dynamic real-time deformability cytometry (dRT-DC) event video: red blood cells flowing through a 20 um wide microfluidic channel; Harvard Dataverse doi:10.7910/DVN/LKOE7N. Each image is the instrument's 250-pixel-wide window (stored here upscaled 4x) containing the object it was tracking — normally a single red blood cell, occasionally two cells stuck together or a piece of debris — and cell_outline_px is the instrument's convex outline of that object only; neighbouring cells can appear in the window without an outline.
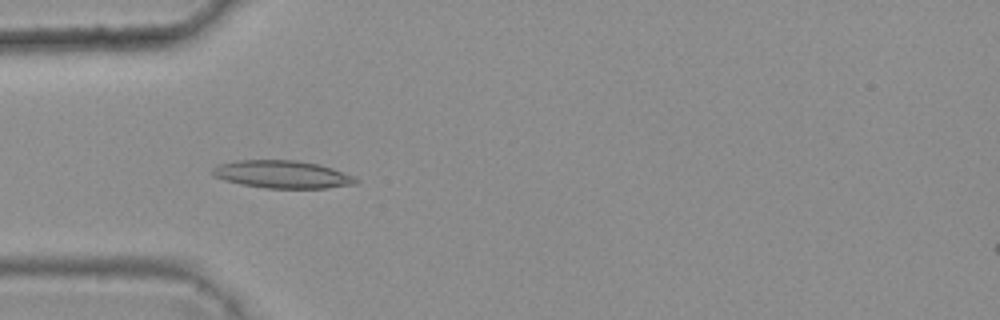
{"species": "common noctule bat (a hibernating species)", "species_latin": "Nyctalus noctula", "temperature_condition": "warm", "stored_images_in_passage": 5, "camera_frame_rate_fps": 3000, "um_per_image_px": 0.085, "animal": {"sex": "female", "body_mass_g": 25.1}, "frame": {"image": 1, "passage_image": 4, "time_ms": 1.0, "image_size_px": [1000, 320], "cell_outline_px": [[360, 184], [328, 188], [268, 188], [240, 184], [224, 180], [212, 176], [212, 168], [220, 164], [236, 160], [296, 160], [320, 164], [356, 176], [360, 180]], "centroid_in_image_um": [24.06, 14.82], "position_along_channel_um": 60.9, "area_um2": 23.47}}
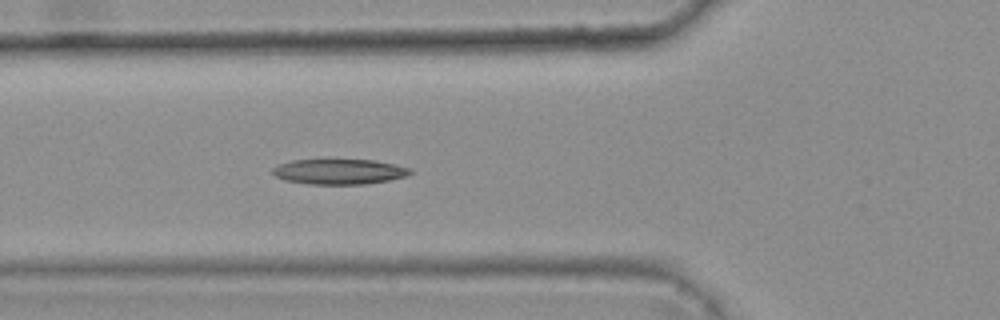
{"frame": {"image": 2, "passage_image": 5, "time_ms": 1.333, "image_size_px": [1000, 320], "cell_outline_px": [[412, 172], [404, 176], [388, 180], [364, 184], [308, 184], [284, 180], [276, 176], [272, 172], [272, 168], [280, 164], [292, 160], [376, 160], [396, 164], [412, 168]], "centroid_in_image_um": [28.84, 14.58], "position_along_channel_um": 97.0, "area_um2": 20.17}}